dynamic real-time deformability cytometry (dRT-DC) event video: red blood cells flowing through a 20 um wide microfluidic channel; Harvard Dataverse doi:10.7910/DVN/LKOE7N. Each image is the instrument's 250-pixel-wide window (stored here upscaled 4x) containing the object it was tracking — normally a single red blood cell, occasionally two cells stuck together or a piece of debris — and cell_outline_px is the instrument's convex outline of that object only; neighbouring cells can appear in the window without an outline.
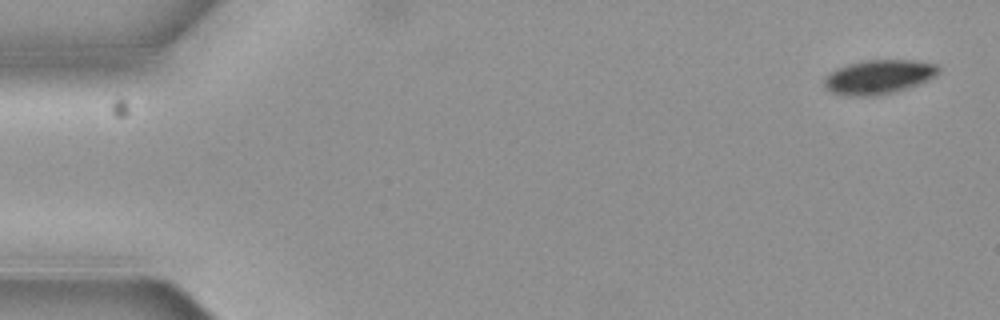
{"species": "common noctule bat (a hibernating species)", "species_latin": "Nyctalus noctula", "temperature_condition": "cold", "stored_images_in_passage": 2, "camera_frame_rate_fps": 3000, "um_per_image_px": 0.085, "animal": {"sex": "female", "body_mass_g": 19.3, "forearm_length_mm": 54.1}, "frame": {"image": 1, "passage_image": 1, "time_ms": 0.0, "image_size_px": [1000, 320], "cell_outline_px": [[940, 72], [936, 76], [928, 80], [908, 88], [896, 92], [880, 96], [844, 96], [828, 92], [824, 88], [824, 76], [828, 72], [836, 68], [848, 64], [864, 60], [916, 60], [936, 64], [940, 68]], "centroid_in_image_um": [74.65, 6.55], "position_along_channel_um": 10.3, "area_um2": 23.41}}